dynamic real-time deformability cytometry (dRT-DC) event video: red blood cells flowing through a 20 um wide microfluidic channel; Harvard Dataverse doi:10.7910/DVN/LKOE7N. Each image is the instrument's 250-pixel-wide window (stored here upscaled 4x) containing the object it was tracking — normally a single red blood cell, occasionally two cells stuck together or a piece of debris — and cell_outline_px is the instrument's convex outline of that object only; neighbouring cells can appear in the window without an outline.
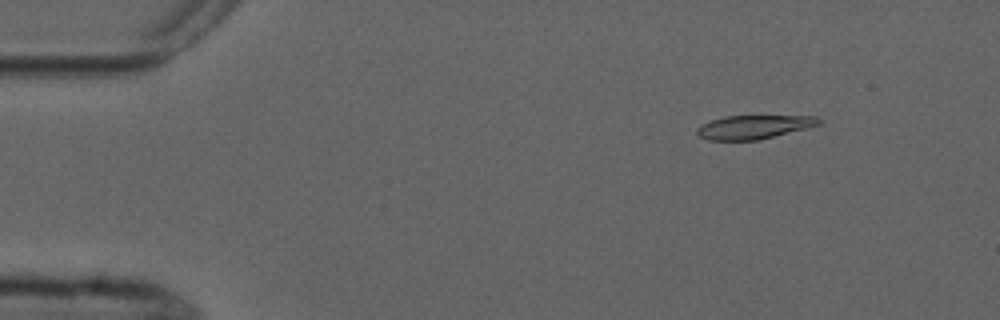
{"species": "common noctule bat (a hibernating species)", "species_latin": "Nyctalus noctula", "temperature_condition": "cold", "stored_images_in_passage": 6, "camera_frame_rate_fps": 3000, "um_per_image_px": 0.085, "animal": {"sex": "male", "forearm_length_mm": 52.5}, "frame": {"image": 1, "passage_image": 1, "time_ms": 0.0, "image_size_px": [1000, 320], "cell_outline_px": [[820, 124], [756, 140], [708, 140], [700, 136], [696, 132], [696, 128], [712, 120], [728, 116], [816, 116], [820, 120]], "centroid_in_image_um": [64.03, 10.79], "position_along_channel_um": 21.0, "area_um2": 16.3}}
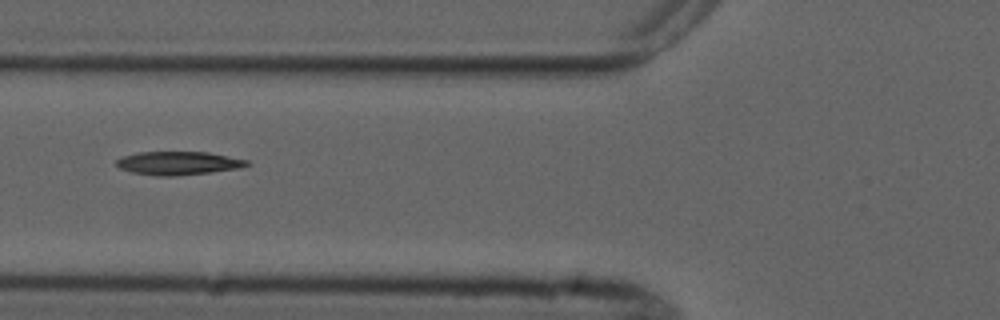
{"frame": {"image": 2, "passage_image": 4, "time_ms": 4.667, "image_size_px": [1000, 320], "cell_outline_px": [[248, 164], [240, 168], [176, 176], [156, 176], [132, 172], [120, 168], [116, 164], [116, 160], [124, 156], [136, 152], [208, 152], [248, 160]], "centroid_in_image_um": [15.13, 13.86], "position_along_channel_um": 110.7, "area_um2": 17.63}}
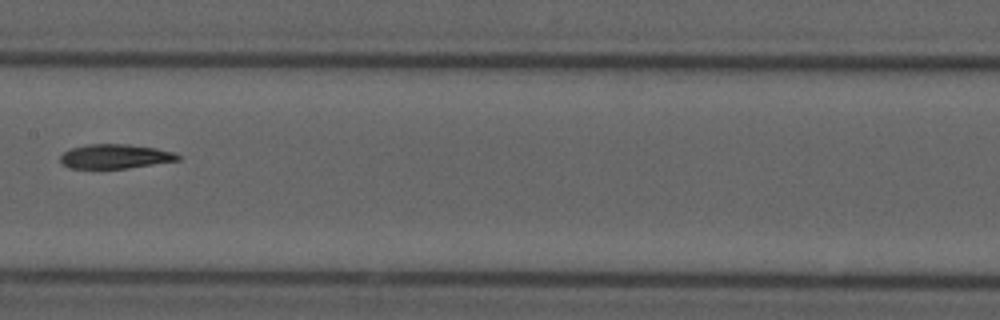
{"frame": {"image": 3, "passage_image": 6, "time_ms": 7.0, "image_size_px": [1000, 320], "cell_outline_px": [[180, 160], [128, 168], [68, 168], [60, 160], [60, 156], [64, 152], [72, 148], [88, 144], [128, 144], [156, 148], [172, 152], [180, 156]], "centroid_in_image_um": [9.79, 13.29], "position_along_channel_um": 197.6, "area_um2": 16.53}}